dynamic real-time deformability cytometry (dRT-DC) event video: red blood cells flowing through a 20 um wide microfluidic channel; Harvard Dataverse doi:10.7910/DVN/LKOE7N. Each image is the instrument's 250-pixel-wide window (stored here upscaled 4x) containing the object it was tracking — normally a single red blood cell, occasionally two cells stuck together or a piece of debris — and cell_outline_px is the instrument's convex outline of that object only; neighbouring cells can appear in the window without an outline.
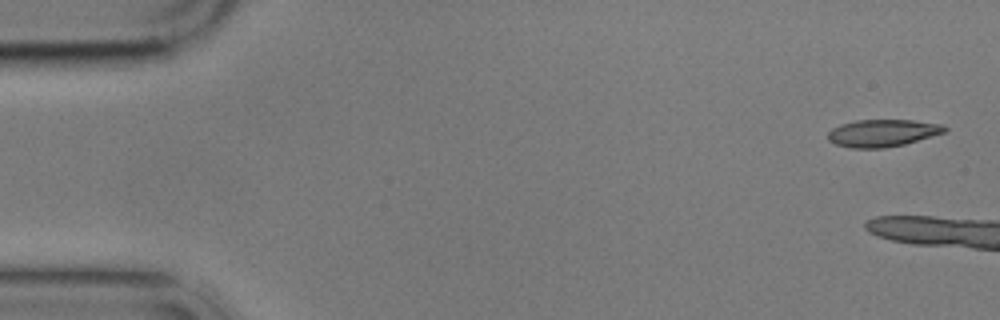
{"species": "common noctule bat (a hibernating species)", "species_latin": "Nyctalus noctula", "temperature_condition": "cold", "stored_images_in_passage": 6, "segment_of_instrument_passage": [2, 2], "camera_frame_rate_fps": 3000, "um_per_image_px": 0.085, "animal": {"sex": "male", "body_mass_g": 17.9}, "frame": {"image": 1, "passage_image": 6, "time_ms": 6.0, "image_size_px": [1000, 320], "cell_outline_px": [[948, 128], [944, 132], [904, 144], [884, 148], [852, 148], [836, 144], [828, 140], [828, 132], [832, 128], [840, 124], [856, 120], [912, 120], [940, 124]], "centroid_in_image_um": [74.97, 11.3], "position_along_channel_um": 10.0, "area_um2": 18.38}}